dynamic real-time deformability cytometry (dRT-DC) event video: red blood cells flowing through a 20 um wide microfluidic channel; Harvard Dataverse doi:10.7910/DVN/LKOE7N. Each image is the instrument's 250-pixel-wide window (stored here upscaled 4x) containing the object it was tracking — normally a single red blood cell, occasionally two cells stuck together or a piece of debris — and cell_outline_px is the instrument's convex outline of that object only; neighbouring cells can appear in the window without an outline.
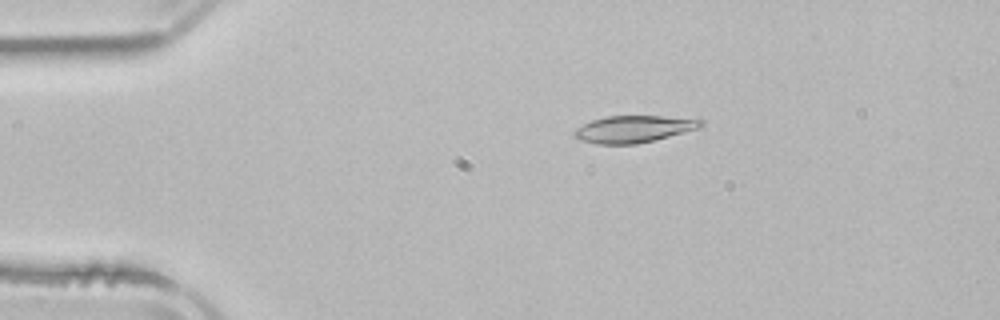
{"species": "common noctule bat (a hibernating species)", "species_latin": "Nyctalus noctula", "temperature_condition": "room temperature", "stored_images_in_passage": 3, "camera_frame_rate_fps": 3000, "um_per_image_px": 0.085, "animal": {"sex": "male", "body_mass_g": 21.5, "forearm_length_mm": 52.0}, "frame": {"image": 1, "passage_image": 2, "time_ms": 1.333, "image_size_px": [1000, 320], "cell_outline_px": [[704, 124], [700, 128], [636, 144], [596, 144], [580, 140], [572, 136], [572, 132], [576, 128], [592, 120], [608, 116], [700, 116], [704, 120]], "centroid_in_image_um": [53.95, 10.94], "position_along_channel_um": 31.1, "area_um2": 20.29}}